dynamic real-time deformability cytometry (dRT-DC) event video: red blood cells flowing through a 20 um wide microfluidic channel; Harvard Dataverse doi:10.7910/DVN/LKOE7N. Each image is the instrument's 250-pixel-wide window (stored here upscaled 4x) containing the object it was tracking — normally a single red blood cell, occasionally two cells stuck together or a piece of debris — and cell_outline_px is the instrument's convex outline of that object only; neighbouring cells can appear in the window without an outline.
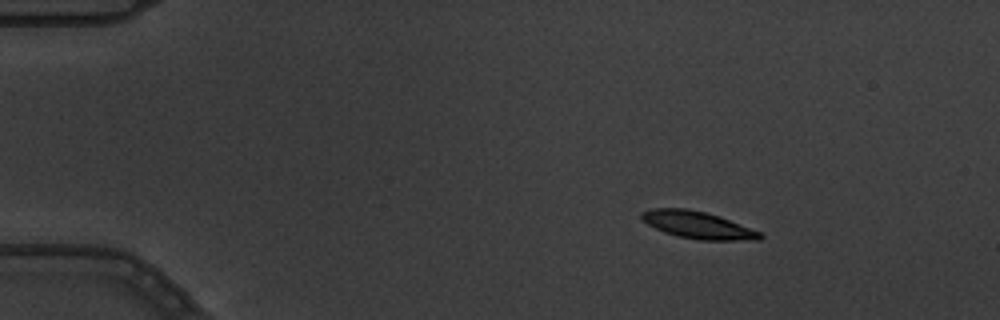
{"species": "common noctule bat (a hibernating species)", "species_latin": "Nyctalus noctula", "temperature_condition": "warm", "stored_images_in_passage": 6, "camera_frame_rate_fps": 3000, "um_per_image_px": 0.085, "animal": {"sex": "male", "body_mass_g": 19.5, "forearm_length_mm": 54.6}, "frame": {"image": 1, "passage_image": 2, "time_ms": 0.333, "image_size_px": [1000, 320], "cell_outline_px": [[764, 236], [760, 240], [700, 240], [680, 236], [664, 232], [648, 224], [640, 216], [640, 212], [652, 208], [688, 208], [720, 216], [760, 232]], "centroid_in_image_um": [59.31, 19.12], "position_along_channel_um": 25.7, "area_um2": 18.61}}
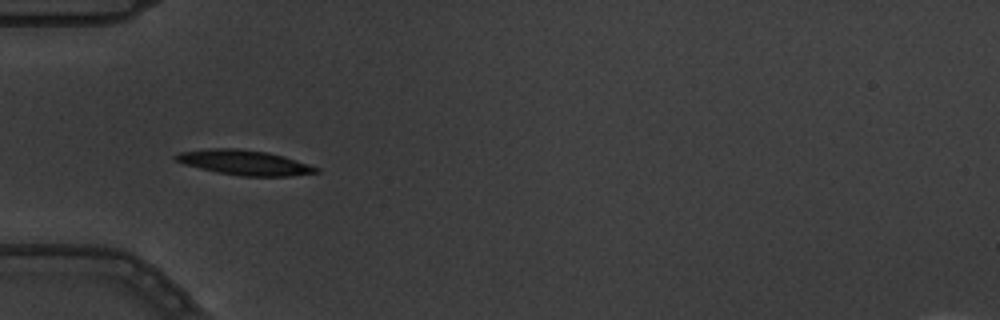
{"frame": {"image": 2, "passage_image": 5, "time_ms": 1.333, "image_size_px": [1000, 320], "cell_outline_px": [[320, 172], [292, 176], [240, 176], [216, 172], [184, 164], [176, 160], [172, 156], [180, 152], [208, 148], [240, 148], [268, 152], [284, 156], [320, 168]], "centroid_in_image_um": [20.79, 13.81], "position_along_channel_um": 64.2, "area_um2": 20.52}}